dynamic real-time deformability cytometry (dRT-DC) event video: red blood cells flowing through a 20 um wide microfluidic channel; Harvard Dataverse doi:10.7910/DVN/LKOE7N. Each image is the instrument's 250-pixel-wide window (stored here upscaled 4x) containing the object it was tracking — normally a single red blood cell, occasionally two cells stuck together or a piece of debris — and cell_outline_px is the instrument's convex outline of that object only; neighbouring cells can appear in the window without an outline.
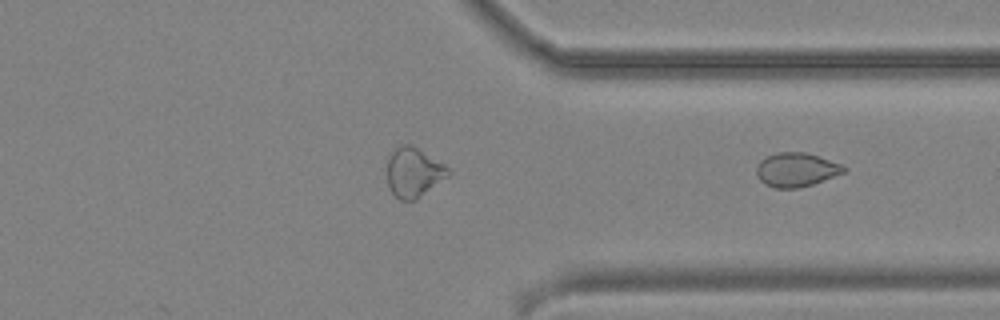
{"species": "common noctule bat (a hibernating species)", "species_latin": "Nyctalus noctula", "temperature_condition": "cold", "stored_images_in_passage": 28, "segment_of_instrument_passage": [2, 2], "camera_frame_rate_fps": 3000, "um_per_image_px": 0.085, "animal": {"sex": "male", "body_mass_g": 19.2, "forearm_length_mm": 51.8}, "frame": {"image": 1, "passage_image": 28, "time_ms": 9.0, "image_size_px": [1000, 320], "cell_outline_px": [[848, 168], [844, 172], [812, 184], [796, 188], [776, 188], [764, 184], [756, 176], [756, 168], [760, 160], [776, 152], [804, 152], [840, 164]], "centroid_in_image_um": [67.63, 14.43], "position_along_channel_um": 343.8, "area_um2": 17.05}}